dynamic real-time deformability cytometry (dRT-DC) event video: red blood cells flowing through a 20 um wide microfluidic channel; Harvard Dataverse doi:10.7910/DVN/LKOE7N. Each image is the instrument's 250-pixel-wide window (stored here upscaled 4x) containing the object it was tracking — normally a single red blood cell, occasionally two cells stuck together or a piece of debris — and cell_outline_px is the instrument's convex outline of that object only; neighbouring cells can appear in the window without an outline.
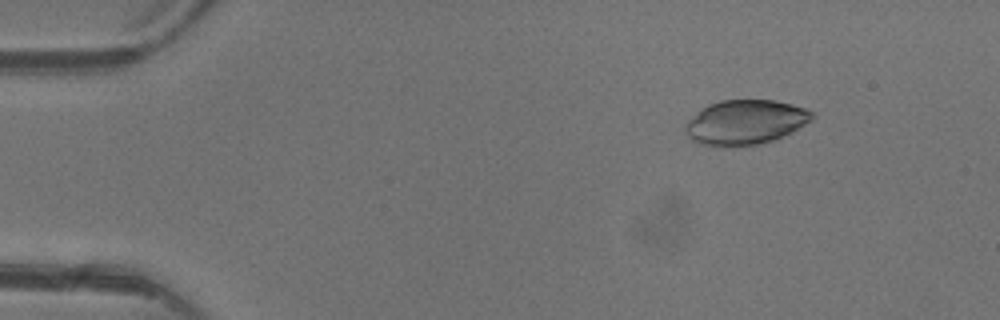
{"species": "common noctule bat (a hibernating species)", "species_latin": "Nyctalus noctula", "temperature_condition": "warm", "stored_images_in_passage": 5, "camera_frame_rate_fps": 3000, "um_per_image_px": 0.085, "animal": {"sex": "female"}, "frame": {"image": 1, "passage_image": 2, "time_ms": 1.333, "image_size_px": [1000, 320], "cell_outline_px": [[812, 120], [792, 132], [772, 140], [760, 144], [736, 148], [720, 148], [700, 144], [692, 140], [688, 136], [684, 128], [684, 124], [688, 120], [708, 104], [720, 100], [772, 100], [792, 104], [804, 108], [812, 112]], "centroid_in_image_um": [63.31, 10.42], "position_along_channel_um": 21.7, "area_um2": 33.29}}
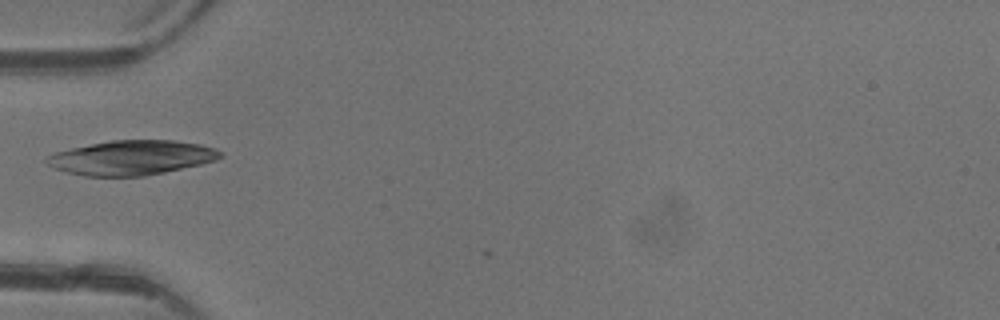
{"frame": {"image": 2, "passage_image": 5, "time_ms": 4.667, "image_size_px": [1000, 320], "cell_outline_px": [[224, 156], [216, 160], [200, 164], [164, 172], [144, 176], [84, 176], [68, 172], [56, 168], [48, 164], [44, 160], [48, 156], [56, 152], [72, 148], [112, 140], [172, 140], [200, 144], [216, 148], [224, 152]], "centroid_in_image_um": [11.24, 13.4], "position_along_channel_um": 73.8, "area_um2": 34.74}}